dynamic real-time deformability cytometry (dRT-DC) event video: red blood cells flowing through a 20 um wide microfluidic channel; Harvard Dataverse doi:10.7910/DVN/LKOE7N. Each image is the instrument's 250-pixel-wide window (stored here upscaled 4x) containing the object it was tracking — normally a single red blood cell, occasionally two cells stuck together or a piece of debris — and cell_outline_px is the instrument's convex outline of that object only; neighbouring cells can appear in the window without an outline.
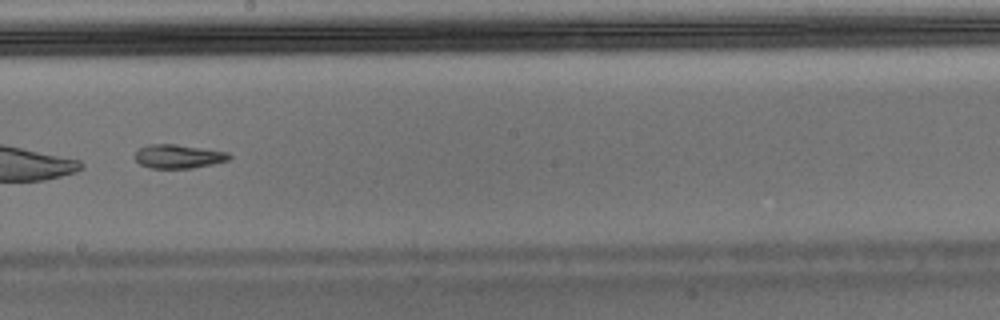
{"species": "Egyptian fruit bat (a non-hibernating species)", "species_latin": "Rousettus aegyptiacus", "temperature_condition": "warm", "stored_images_in_passage": 33, "camera_frame_rate_fps": 3000, "um_per_image_px": 0.085, "animal": {"sex": "male"}, "frame": {"image": 1, "passage_image": 19, "time_ms": 6.0, "image_size_px": [1000, 320], "cell_outline_px": [[232, 156], [228, 160], [212, 164], [192, 168], [148, 168], [140, 164], [132, 156], [140, 148], [148, 144], [176, 144], [228, 152]], "centroid_in_image_um": [15.13, 13.29], "position_along_channel_um": 233.1, "area_um2": 13.12}}